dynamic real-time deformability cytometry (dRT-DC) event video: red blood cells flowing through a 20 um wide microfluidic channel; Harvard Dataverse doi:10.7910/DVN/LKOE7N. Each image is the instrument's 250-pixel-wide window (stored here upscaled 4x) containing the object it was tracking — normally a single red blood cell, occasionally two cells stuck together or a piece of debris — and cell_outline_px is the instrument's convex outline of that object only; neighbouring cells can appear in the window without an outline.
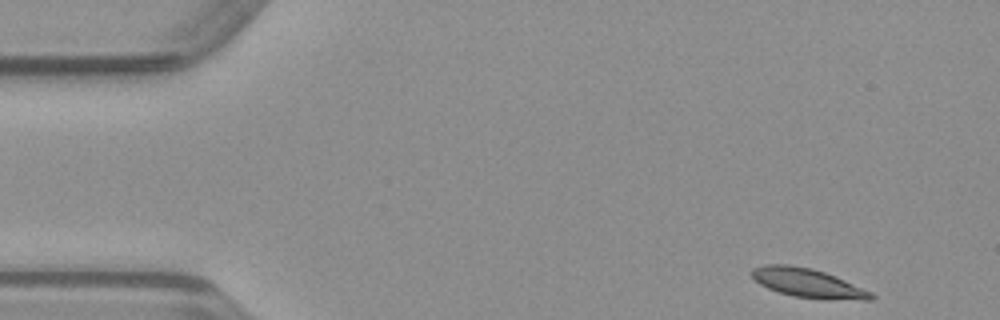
{"species": "common noctule bat (a hibernating species)", "species_latin": "Nyctalus noctula", "temperature_condition": "warm", "stored_images_in_passage": 46, "camera_frame_rate_fps": 3000, "um_per_image_px": 0.085, "animal": {"sex": "male", "body_mass_g": 23.1, "forearm_length_mm": 52.7}, "frame": {"image": 1, "passage_image": 1, "time_ms": 0.0, "image_size_px": [1000, 320], "cell_outline_px": [[876, 296], [872, 300], [864, 300], [796, 296], [780, 292], [768, 288], [760, 284], [752, 276], [752, 268], [764, 264], [788, 264], [812, 268], [836, 276], [872, 292]], "centroid_in_image_um": [68.66, 24.02], "position_along_channel_um": 16.3, "area_um2": 19.71}}
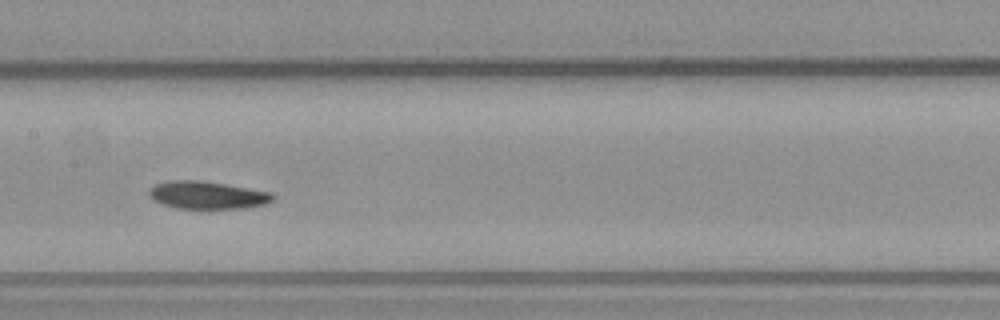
{"frame": {"image": 2, "passage_image": 21, "time_ms": 6.667, "image_size_px": [1000, 320], "cell_outline_px": [[276, 196], [272, 200], [264, 204], [244, 208], [176, 208], [152, 200], [148, 196], [148, 192], [156, 184], [168, 180], [200, 180], [272, 192]], "centroid_in_image_um": [17.6, 16.58], "position_along_channel_um": 189.8, "area_um2": 19.83}}
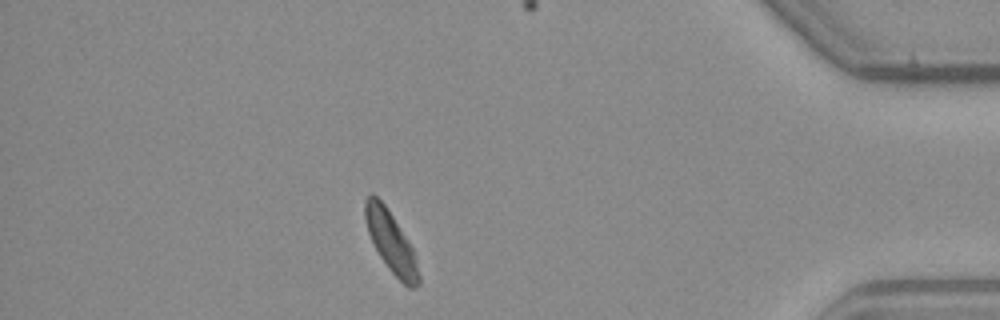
{"frame": {"image": 3, "passage_image": 40, "time_ms": 13.0, "image_size_px": [1000, 320], "cell_outline_px": [[420, 284], [416, 288], [408, 288], [388, 268], [380, 256], [368, 232], [364, 216], [364, 200], [372, 192], [384, 204], [408, 240], [412, 248], [420, 276]], "centroid_in_image_um": [33.23, 20.57], "position_along_channel_um": 402.0, "area_um2": 18.67}}